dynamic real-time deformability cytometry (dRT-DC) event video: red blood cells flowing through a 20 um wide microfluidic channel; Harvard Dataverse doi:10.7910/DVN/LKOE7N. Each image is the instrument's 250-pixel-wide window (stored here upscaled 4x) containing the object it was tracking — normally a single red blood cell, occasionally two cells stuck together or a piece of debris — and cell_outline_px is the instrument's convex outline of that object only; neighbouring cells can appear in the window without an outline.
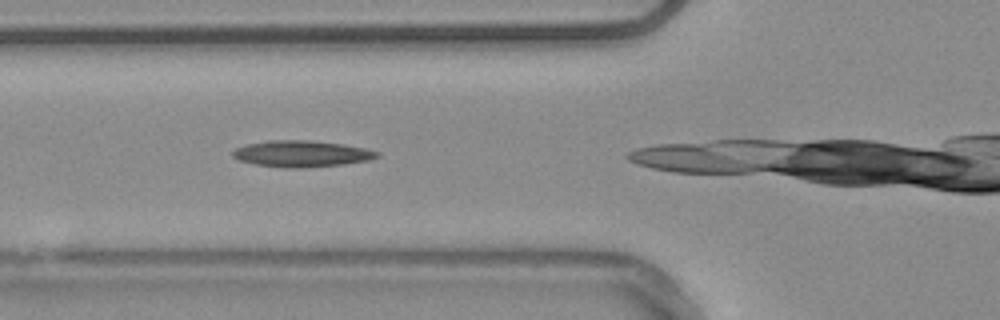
{"species": "common noctule bat (a hibernating species)", "species_latin": "Nyctalus noctula", "temperature_condition": "warm", "stored_images_in_passage": 13, "camera_frame_rate_fps": 3000, "um_per_image_px": 0.085, "animal": {"sex": "male", "body_mass_g": 20.4}, "frame": {"image": 1, "passage_image": 3, "time_ms": 0.667, "image_size_px": [1000, 320], "cell_outline_px": [[380, 156], [372, 160], [344, 164], [300, 168], [288, 168], [256, 164], [236, 160], [232, 156], [232, 152], [236, 148], [248, 144], [268, 140], [312, 140], [344, 144], [364, 148], [380, 152]], "centroid_in_image_um": [25.66, 13.06], "position_along_channel_um": 100.1, "area_um2": 22.31}}